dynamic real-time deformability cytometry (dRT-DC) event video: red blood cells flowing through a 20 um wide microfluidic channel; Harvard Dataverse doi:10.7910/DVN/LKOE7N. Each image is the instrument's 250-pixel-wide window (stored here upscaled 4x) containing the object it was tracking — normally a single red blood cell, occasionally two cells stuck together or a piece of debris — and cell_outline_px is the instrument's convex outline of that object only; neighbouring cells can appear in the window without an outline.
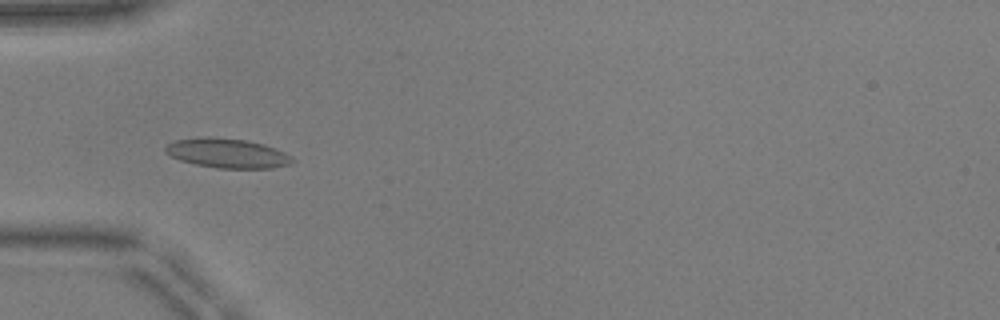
{"species": "common noctule bat (a hibernating species)", "species_latin": "Nyctalus noctula", "temperature_condition": "warm", "stored_images_in_passage": 52, "camera_frame_rate_fps": 3000, "um_per_image_px": 0.085, "animal": {"sex": "male", "body_mass_g": 17.9, "forearm_length_mm": 54.2}, "frame": {"image": 1, "passage_image": 17, "time_ms": 5.333, "image_size_px": [1000, 320], "cell_outline_px": [[296, 160], [292, 164], [272, 168], [216, 168], [196, 164], [180, 160], [164, 152], [164, 148], [168, 144], [176, 140], [204, 136], [208, 136], [244, 140], [264, 144], [276, 148], [292, 156]], "centroid_in_image_um": [19.35, 13.02], "position_along_channel_um": 65.6, "area_um2": 21.91}}
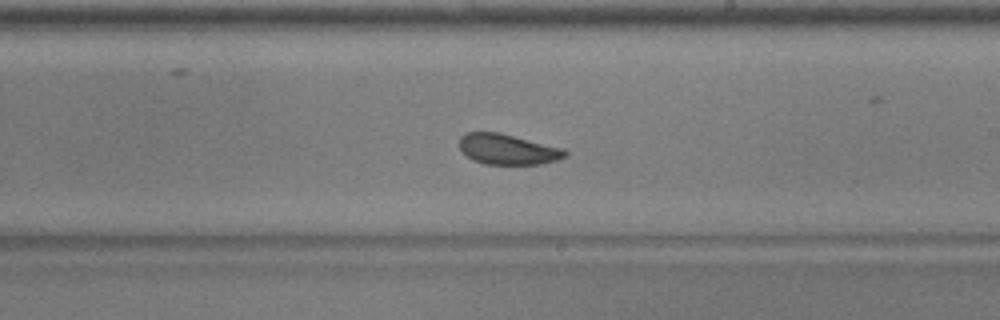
{"frame": {"image": 2, "passage_image": 31, "time_ms": 10.0, "image_size_px": [1000, 320], "cell_outline_px": [[568, 156], [556, 160], [540, 164], [484, 164], [472, 160], [460, 148], [460, 136], [464, 132], [496, 132], [564, 148], [568, 152]], "centroid_in_image_um": [43.16, 12.69], "position_along_channel_um": 245.8, "area_um2": 18.67}}
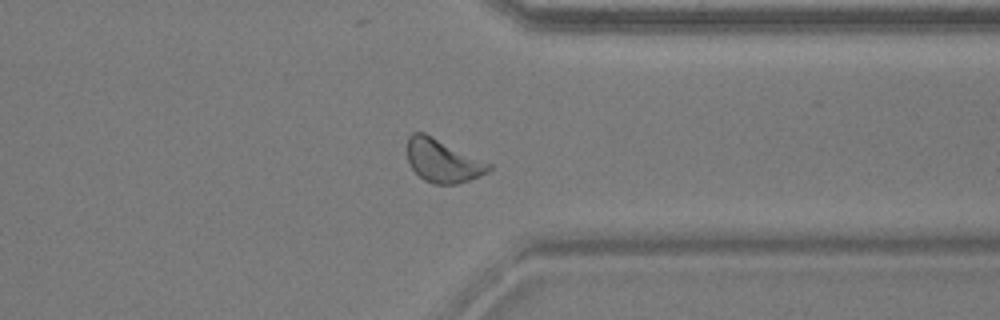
{"frame": {"image": 3, "passage_image": 41, "time_ms": 13.333, "image_size_px": [1000, 320], "cell_outline_px": [[492, 168], [488, 172], [480, 176], [456, 184], [432, 184], [424, 180], [412, 168], [408, 160], [408, 136], [412, 132], [424, 132], [492, 164]], "centroid_in_image_um": [37.64, 13.66], "position_along_channel_um": 373.8, "area_um2": 20.4}, "authors_computed_cell_mechanics": {"area_um2": 20.0855, "velocity_mm_per_s": 3.8851, "shape_relaxation_time_tau1_ms": 4.8885, "shape_relaxation_time_tau2_ms": 2.5243, "deformation_change_tau1": 0.0902, "deformation_change_tau2": 0.0776}}